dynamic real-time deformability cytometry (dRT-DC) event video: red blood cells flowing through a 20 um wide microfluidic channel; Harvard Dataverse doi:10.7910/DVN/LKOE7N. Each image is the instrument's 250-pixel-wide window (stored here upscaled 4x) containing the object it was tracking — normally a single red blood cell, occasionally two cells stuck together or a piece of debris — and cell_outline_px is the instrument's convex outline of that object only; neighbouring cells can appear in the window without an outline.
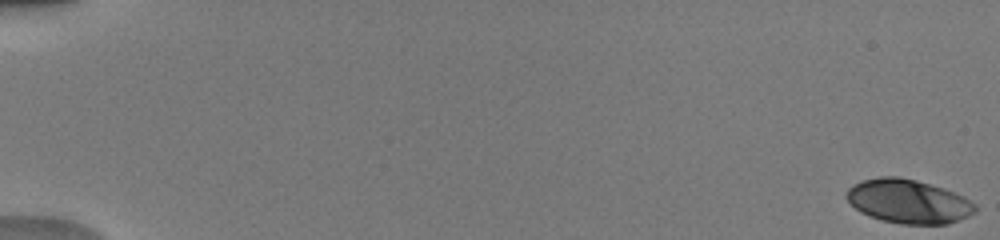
{"species": "human", "species_latin": "Homo sapiens", "temperature_condition": "warm", "stored_images_in_passage": 18, "camera_frame_rate_fps": 3000, "um_per_image_px": 0.085, "donor": {"sex": "male"}, "frame": {"image": 1, "passage_image": 1, "time_ms": 0.0, "image_size_px": [1000, 240], "cell_outline_px": [[976, 212], [968, 216], [948, 224], [900, 224], [880, 220], [868, 216], [860, 212], [844, 196], [844, 192], [852, 184], [860, 180], [880, 176], [900, 176], [916, 180], [944, 188], [964, 196], [976, 204]], "centroid_in_image_um": [77.18, 17.11], "position_along_channel_um": 7.8, "area_um2": 33.35}}
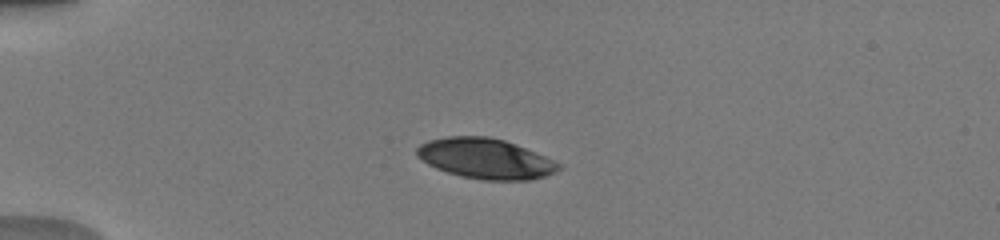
{"frame": {"image": 2, "passage_image": 16, "time_ms": 4.667, "image_size_px": [1000, 240], "cell_outline_px": [[560, 168], [556, 172], [544, 176], [528, 180], [484, 180], [460, 176], [436, 168], [428, 164], [416, 156], [416, 148], [420, 144], [428, 140], [448, 136], [488, 136], [504, 140], [516, 144], [536, 152], [560, 164]], "centroid_in_image_um": [41.23, 13.47], "position_along_channel_um": 43.8, "area_um2": 33.23}}
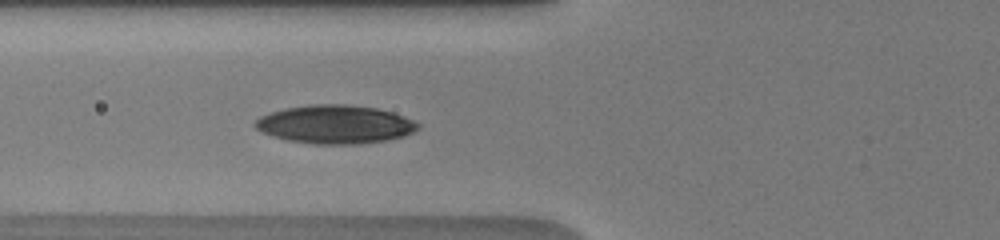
{"frame": {"image": 3, "passage_image": 18, "time_ms": 7.0, "image_size_px": [1000, 240], "cell_outline_px": [[420, 128], [404, 136], [384, 140], [356, 144], [312, 144], [288, 140], [272, 136], [256, 128], [252, 124], [260, 116], [268, 112], [284, 108], [308, 104], [344, 104], [376, 108], [392, 112], [404, 116], [420, 124]], "centroid_in_image_um": [28.45, 10.56], "position_along_channel_um": 97.3, "area_um2": 36.53}}